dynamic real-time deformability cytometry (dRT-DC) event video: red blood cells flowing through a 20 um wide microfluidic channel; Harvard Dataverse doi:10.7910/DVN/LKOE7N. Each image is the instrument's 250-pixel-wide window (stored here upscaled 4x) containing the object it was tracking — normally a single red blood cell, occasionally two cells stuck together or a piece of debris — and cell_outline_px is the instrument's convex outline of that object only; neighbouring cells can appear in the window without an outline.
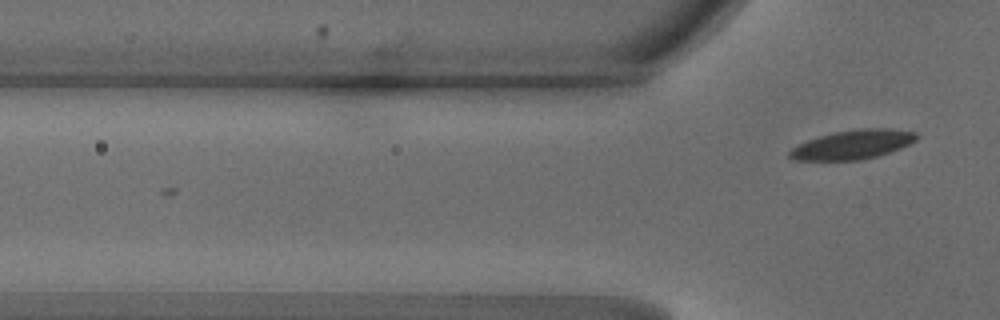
{"species": "common noctule bat (a hibernating species)", "species_latin": "Nyctalus noctula", "temperature_condition": "warm", "stored_images_in_passage": 6, "camera_frame_rate_fps": 3000, "um_per_image_px": 0.085, "animal": {"sex": "male", "body_mass_g": 18.8}, "frame": {"image": 1, "passage_image": 6, "time_ms": 1.667, "image_size_px": [1000, 320], "cell_outline_px": [[920, 136], [916, 140], [900, 148], [876, 156], [860, 160], [792, 160], [788, 156], [788, 152], [792, 148], [808, 140], [820, 136], [836, 132], [860, 128], [888, 128], [916, 132]], "centroid_in_image_um": [72.49, 12.28], "position_along_channel_um": 53.3, "area_um2": 21.39}}